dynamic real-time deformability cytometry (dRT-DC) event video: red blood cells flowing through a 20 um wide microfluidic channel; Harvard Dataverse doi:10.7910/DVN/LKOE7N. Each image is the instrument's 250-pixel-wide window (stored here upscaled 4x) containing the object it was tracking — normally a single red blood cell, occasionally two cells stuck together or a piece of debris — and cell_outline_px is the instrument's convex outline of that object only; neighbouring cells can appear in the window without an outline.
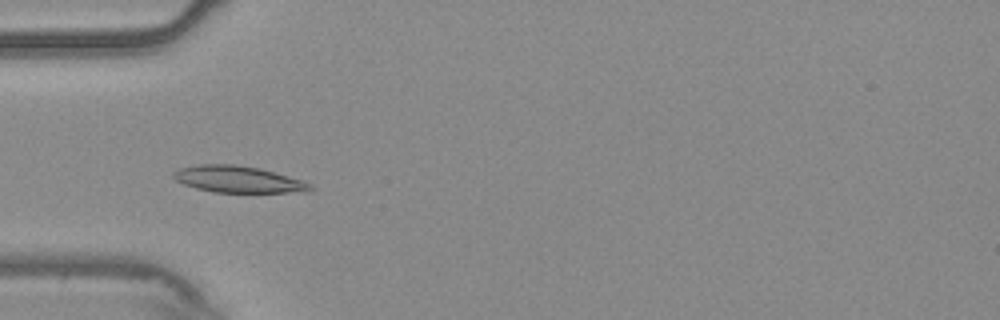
{"species": "common noctule bat (a hibernating species)", "species_latin": "Nyctalus noctula", "temperature_condition": "warm", "stored_images_in_passage": 54, "camera_frame_rate_fps": 3000, "um_per_image_px": 0.085, "animal": {"sex": "male", "body_mass_g": 20.4}, "frame": {"image": 1, "passage_image": 17, "time_ms": 5.333, "image_size_px": [1000, 320], "cell_outline_px": [[316, 188], [308, 192], [212, 192], [196, 188], [184, 184], [176, 180], [172, 176], [172, 172], [180, 168], [200, 164], [236, 164], [260, 168], [304, 180], [312, 184]], "centroid_in_image_um": [20.29, 15.24], "position_along_channel_um": 64.7, "area_um2": 21.44}}
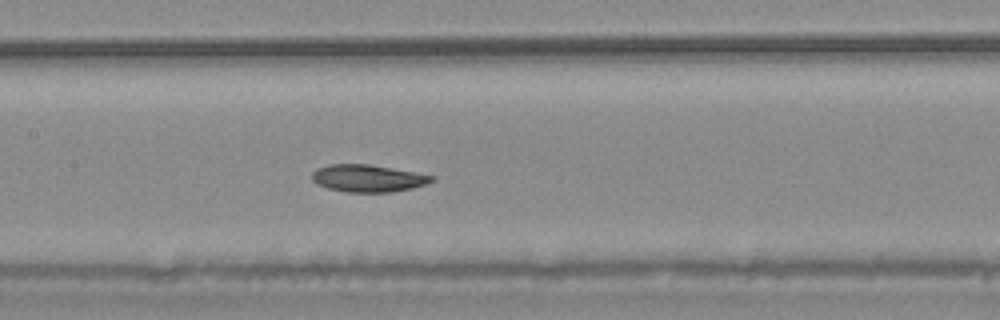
{"frame": {"image": 2, "passage_image": 26, "time_ms": 8.333, "image_size_px": [1000, 320], "cell_outline_px": [[436, 180], [412, 188], [392, 192], [348, 192], [328, 188], [316, 184], [312, 180], [312, 172], [316, 168], [332, 164], [368, 164], [436, 176]], "centroid_in_image_um": [31.26, 15.15], "position_along_channel_um": 176.1, "area_um2": 18.96}}
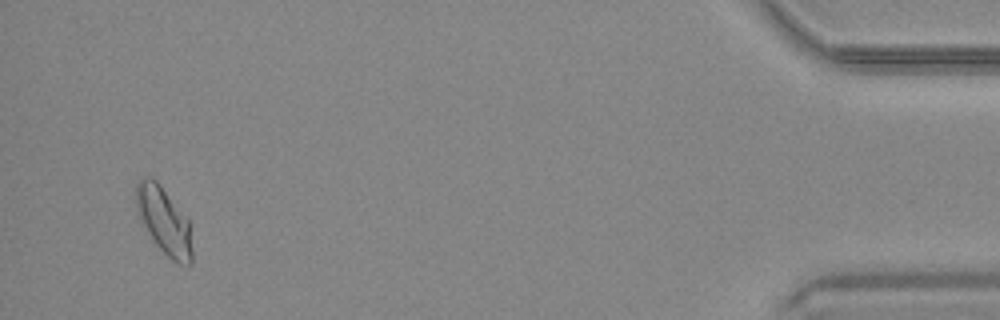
{"frame": {"image": 3, "passage_image": 52, "time_ms": 17.0, "image_size_px": [1000, 320], "cell_outline_px": [[192, 264], [176, 264], [152, 240], [136, 208], [136, 184], [140, 180], [148, 176], [152, 176], [160, 184], [188, 220], [192, 248]], "centroid_in_image_um": [13.94, 18.77], "position_along_channel_um": 421.3, "area_um2": 21.44}}